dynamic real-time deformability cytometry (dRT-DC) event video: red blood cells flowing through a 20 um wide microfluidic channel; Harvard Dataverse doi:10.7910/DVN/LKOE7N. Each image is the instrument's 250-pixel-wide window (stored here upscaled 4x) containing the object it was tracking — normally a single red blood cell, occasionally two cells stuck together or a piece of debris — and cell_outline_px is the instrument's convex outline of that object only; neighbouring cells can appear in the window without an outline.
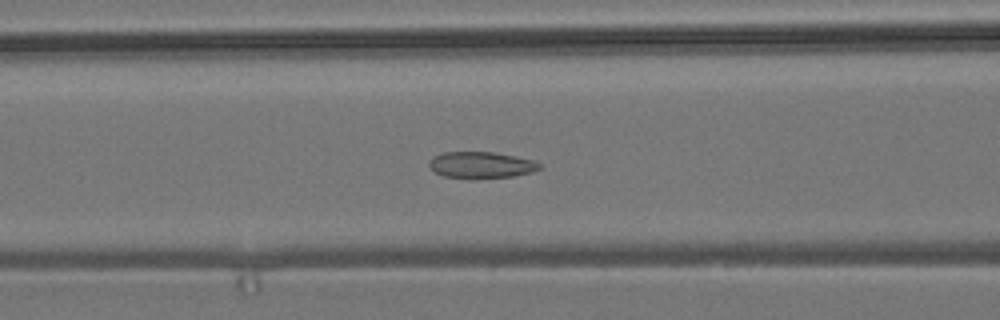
{"species": "common noctule bat (a hibernating species)", "species_latin": "Nyctalus noctula", "temperature_condition": "room temperature", "stored_images_in_passage": 56, "camera_frame_rate_fps": 3000, "um_per_image_px": 0.085, "animal": {"sex": "male", "body_mass_g": 19.2, "forearm_length_mm": 51.8}, "frame": {"image": 1, "passage_image": 23, "time_ms": 7.333, "image_size_px": [1000, 320], "cell_outline_px": [[544, 164], [540, 168], [532, 172], [512, 176], [444, 176], [436, 172], [428, 164], [428, 160], [432, 156], [444, 152], [492, 152], [536, 160]], "centroid_in_image_um": [40.94, 13.97], "position_along_channel_um": 125.7, "area_um2": 16.42}}
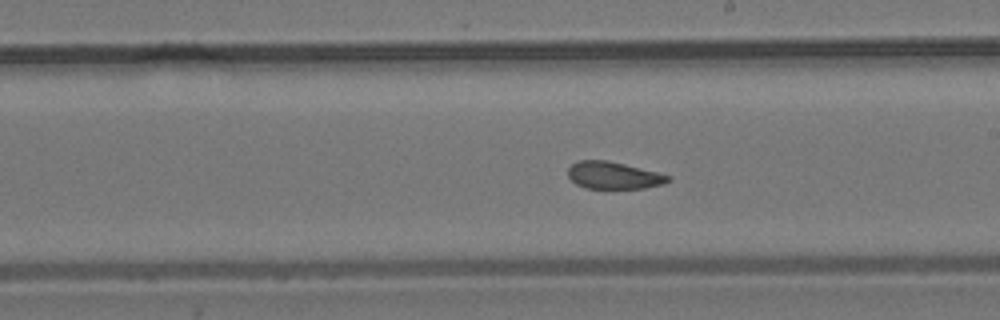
{"frame": {"image": 2, "passage_image": 32, "time_ms": 10.333, "image_size_px": [1000, 320], "cell_outline_px": [[672, 180], [664, 184], [644, 188], [584, 188], [576, 184], [568, 176], [568, 168], [572, 164], [580, 160], [604, 160], [624, 164], [672, 176]], "centroid_in_image_um": [52.16, 14.91], "position_along_channel_um": 236.8, "area_um2": 15.78}}
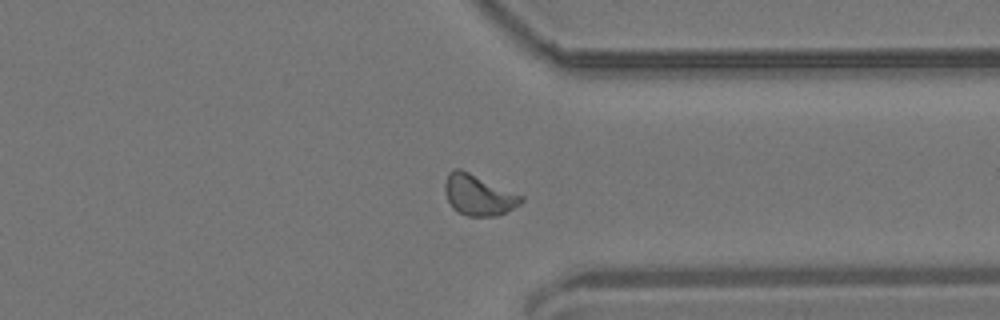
{"frame": {"image": 3, "passage_image": 43, "time_ms": 14.0, "image_size_px": [1000, 320], "cell_outline_px": [[524, 200], [520, 204], [496, 216], [468, 216], [452, 208], [444, 192], [444, 184], [448, 172], [456, 168], [460, 168], [524, 196]], "centroid_in_image_um": [40.65, 16.56], "position_along_channel_um": 370.8, "area_um2": 18.03}, "authors_computed_cell_mechanics": {"area_um2": 17.4845, "velocity_mm_per_s": 3.7019, "shape_relaxation_time_tau1_ms": null, "shape_relaxation_time_tau2_ms": 2.0148, "deformation_change_tau1": null, "deformation_change_tau2": 0.078}}